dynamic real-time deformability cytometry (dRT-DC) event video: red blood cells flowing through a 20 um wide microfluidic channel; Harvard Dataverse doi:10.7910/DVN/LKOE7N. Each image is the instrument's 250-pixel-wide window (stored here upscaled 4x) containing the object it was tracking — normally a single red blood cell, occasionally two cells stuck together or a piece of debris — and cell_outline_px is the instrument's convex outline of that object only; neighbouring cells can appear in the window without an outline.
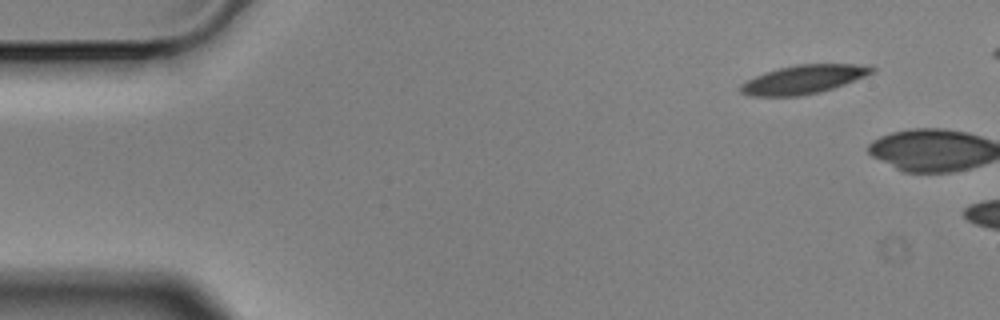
{"species": "Egyptian fruit bat (a non-hibernating species)", "species_latin": "Rousettus aegyptiacus", "temperature_condition": "cold", "stored_images_in_passage": 2, "camera_frame_rate_fps": 3000, "um_per_image_px": 0.085, "animal": {"sex": "male"}, "frame": {"image": 1, "passage_image": 1, "time_ms": 0.0, "image_size_px": [1000, 320], "cell_outline_px": [[876, 68], [872, 72], [864, 76], [844, 84], [820, 92], [800, 96], [748, 96], [740, 92], [740, 84], [764, 72], [796, 64], [856, 64]], "centroid_in_image_um": [68.24, 6.76], "position_along_channel_um": 16.8, "area_um2": 21.68}}